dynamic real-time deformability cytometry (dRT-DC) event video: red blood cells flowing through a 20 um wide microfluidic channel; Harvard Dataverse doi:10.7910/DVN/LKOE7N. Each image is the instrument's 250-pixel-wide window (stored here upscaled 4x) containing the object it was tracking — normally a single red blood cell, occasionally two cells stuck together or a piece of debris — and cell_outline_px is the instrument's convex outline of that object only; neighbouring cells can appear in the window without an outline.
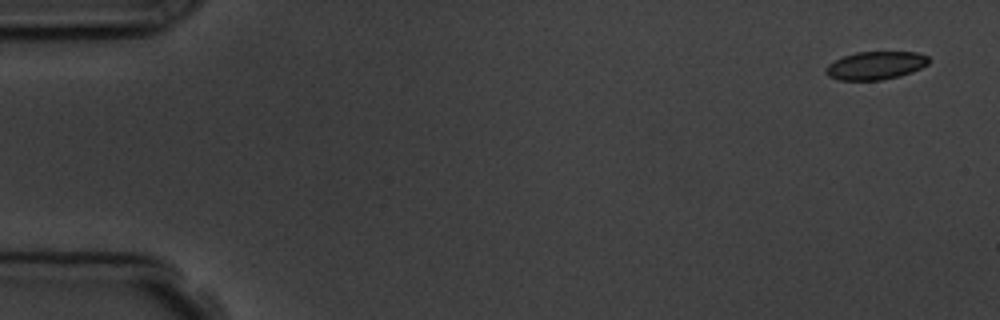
{"species": "common noctule bat (a hibernating species)", "species_latin": "Nyctalus noctula", "temperature_condition": "room temperature", "stored_images_in_passage": 4, "camera_frame_rate_fps": 3000, "um_per_image_px": 0.085, "animal": {"sex": "male", "body_mass_g": 19.5, "forearm_length_mm": 54.6}, "frame": {"image": 1, "passage_image": 1, "time_ms": 0.0, "image_size_px": [1000, 320], "cell_outline_px": [[928, 64], [912, 72], [900, 76], [880, 80], [836, 80], [828, 76], [824, 72], [824, 68], [828, 64], [844, 56], [856, 52], [916, 52], [928, 56]], "centroid_in_image_um": [74.39, 5.57], "position_along_channel_um": 10.6, "area_um2": 16.88}}